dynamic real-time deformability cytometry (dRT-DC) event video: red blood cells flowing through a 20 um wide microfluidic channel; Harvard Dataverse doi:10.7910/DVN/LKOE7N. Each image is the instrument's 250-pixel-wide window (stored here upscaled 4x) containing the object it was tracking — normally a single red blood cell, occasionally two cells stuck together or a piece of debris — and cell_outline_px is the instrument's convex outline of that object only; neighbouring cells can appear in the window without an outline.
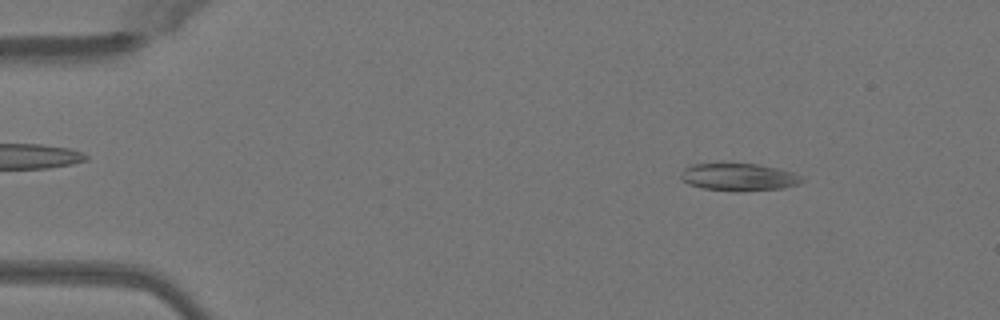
{"species": "Egyptian fruit bat (a non-hibernating species)", "species_latin": "Rousettus aegyptiacus", "temperature_condition": "warm", "stored_images_in_passage": 49, "camera_frame_rate_fps": 3000, "um_per_image_px": 0.085, "animal": {"sex": "female"}, "frame": {"image": 1, "passage_image": 6, "time_ms": 1.667, "image_size_px": [1000, 320], "cell_outline_px": [[804, 180], [800, 184], [780, 188], [736, 192], [700, 188], [688, 184], [680, 176], [684, 168], [688, 164], [756, 164], [776, 168], [792, 172], [800, 176]], "centroid_in_image_um": [62.76, 15.06], "position_along_channel_um": 22.2, "area_um2": 19.31}}
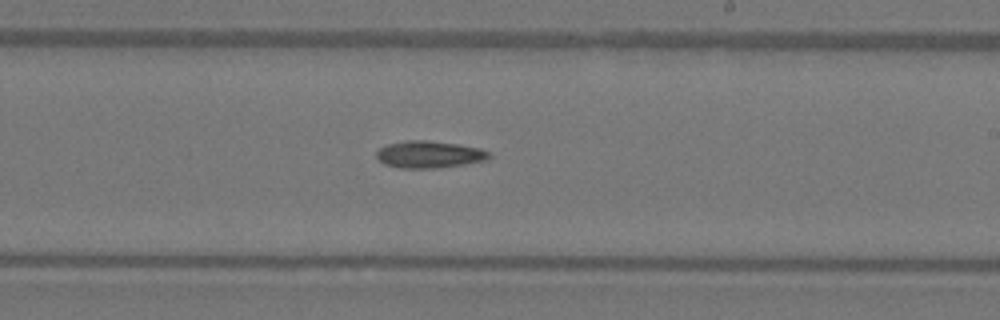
{"frame": {"image": 2, "passage_image": 29, "time_ms": 9.333, "image_size_px": [1000, 320], "cell_outline_px": [[492, 156], [488, 160], [440, 168], [400, 168], [384, 164], [376, 156], [376, 152], [380, 148], [388, 144], [404, 140], [428, 140], [456, 144], [480, 148], [488, 152]], "centroid_in_image_um": [36.49, 13.13], "position_along_channel_um": 252.5, "area_um2": 17.8}}
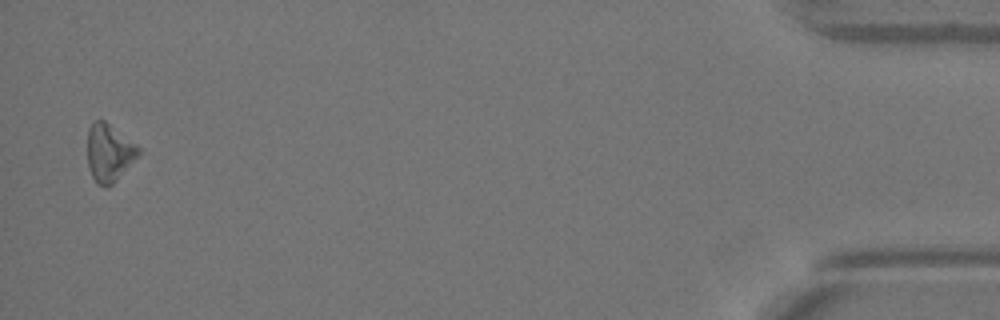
{"frame": {"image": 3, "passage_image": 48, "time_ms": 15.667, "image_size_px": [1000, 320], "cell_outline_px": [[140, 152], [116, 180], [108, 188], [104, 188], [96, 184], [88, 168], [88, 128], [96, 120], [104, 120], [140, 148]], "centroid_in_image_um": [9.23, 13.02], "position_along_channel_um": 426.0, "area_um2": 16.82}, "authors_computed_cell_mechanics": {"area_um2": 17.4556, "velocity_mm_per_s": 4.096, "shape_relaxation_time_tau1_ms": 6.1717, "shape_relaxation_time_tau2_ms": null, "deformation_change_tau1": 0.1229, "deformation_change_tau2": null}}